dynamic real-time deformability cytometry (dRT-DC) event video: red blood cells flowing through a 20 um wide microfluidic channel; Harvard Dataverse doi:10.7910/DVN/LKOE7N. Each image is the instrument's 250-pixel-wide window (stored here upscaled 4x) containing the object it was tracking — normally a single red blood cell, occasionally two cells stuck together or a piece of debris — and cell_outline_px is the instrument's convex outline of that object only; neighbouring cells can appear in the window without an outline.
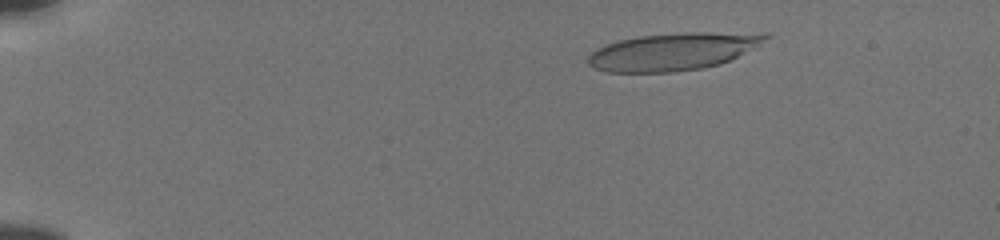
{"species": "human", "species_latin": "Homo sapiens", "temperature_condition": "cold", "stored_images_in_passage": 54, "camera_frame_rate_fps": 3000, "um_per_image_px": 0.085, "donor": {"sex": "male"}, "frame": {"image": 1, "passage_image": 9, "time_ms": 2.667, "image_size_px": [1000, 240], "cell_outline_px": [[768, 36], [756, 48], [720, 64], [704, 68], [672, 72], [604, 72], [588, 64], [588, 56], [596, 48], [604, 44], [620, 40], [640, 36], [684, 32], [768, 32]], "centroid_in_image_um": [57.25, 4.37], "position_along_channel_um": 27.8, "area_um2": 39.02}}
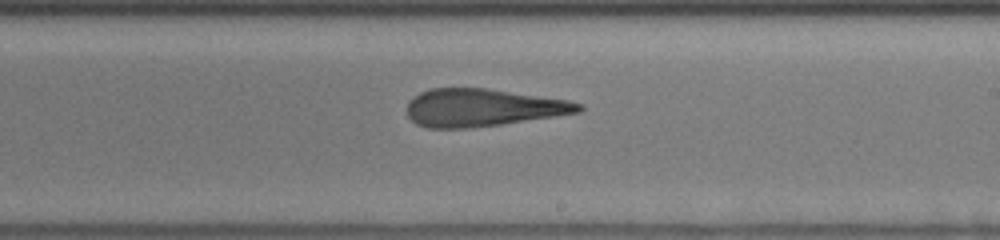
{"frame": {"image": 2, "passage_image": 34, "time_ms": 11.0, "image_size_px": [1000, 240], "cell_outline_px": [[584, 108], [580, 112], [500, 124], [472, 128], [428, 128], [416, 124], [408, 116], [408, 100], [420, 92], [432, 88], [484, 88], [568, 100], [584, 104]], "centroid_in_image_um": [41.0, 9.15], "position_along_channel_um": 248.0, "area_um2": 37.4}}
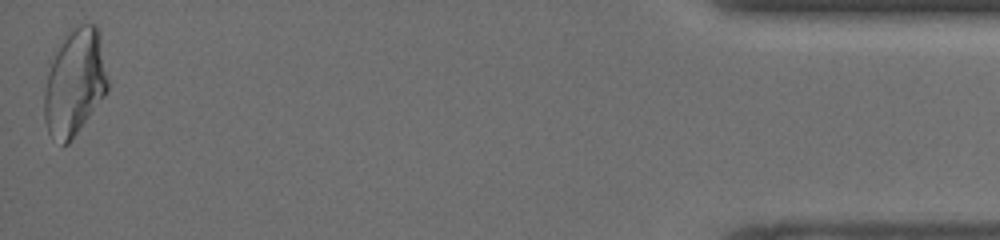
{"frame": {"image": 3, "passage_image": 54, "time_ms": 17.667, "image_size_px": [1000, 240], "cell_outline_px": [[108, 88], [104, 96], [68, 144], [64, 144], [48, 132], [44, 120], [44, 92], [48, 60], [64, 40], [80, 24], [96, 24], [100, 36], [108, 80]], "centroid_in_image_um": [6.33, 7.01], "position_along_channel_um": 428.9, "area_um2": 38.96}, "authors_computed_cell_mechanics": {"area_um2": 38.5526, "velocity_mm_per_s": 3.8479, "shape_relaxation_time_tau1_ms": null, "shape_relaxation_time_tau2_ms": 1.8861, "deformation_change_tau1": null, "deformation_change_tau2": 0.1416}}